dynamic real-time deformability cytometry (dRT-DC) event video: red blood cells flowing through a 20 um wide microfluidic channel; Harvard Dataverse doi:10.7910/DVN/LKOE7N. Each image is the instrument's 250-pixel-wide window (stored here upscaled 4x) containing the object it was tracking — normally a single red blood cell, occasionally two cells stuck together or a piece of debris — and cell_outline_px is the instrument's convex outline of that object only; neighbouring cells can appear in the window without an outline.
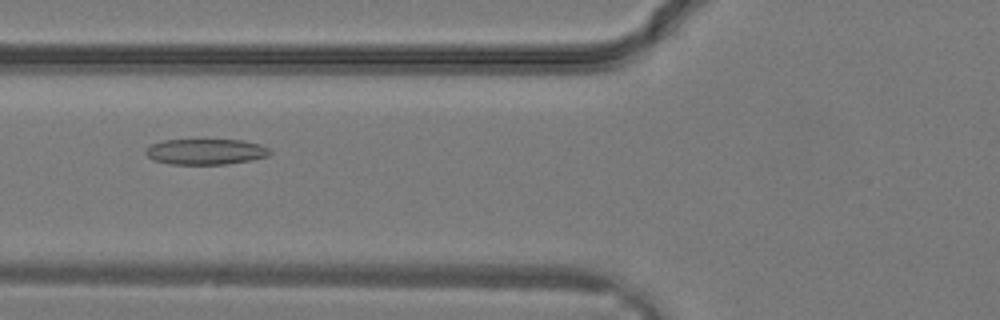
{"species": "common noctule bat (a hibernating species)", "species_latin": "Nyctalus noctula", "temperature_condition": "warm", "stored_images_in_passage": 20, "camera_frame_rate_fps": 3000, "um_per_image_px": 0.085, "animal": {"sex": "male", "body_mass_g": 19.2, "forearm_length_mm": 51.8}, "frame": {"image": 1, "passage_image": 3, "time_ms": 0.667, "image_size_px": [1000, 320], "cell_outline_px": [[272, 152], [268, 156], [252, 160], [228, 164], [168, 164], [152, 160], [144, 152], [152, 144], [164, 140], [244, 140], [260, 144], [268, 148]], "centroid_in_image_um": [17.5, 12.9], "position_along_channel_um": 108.3, "area_um2": 18.67}}
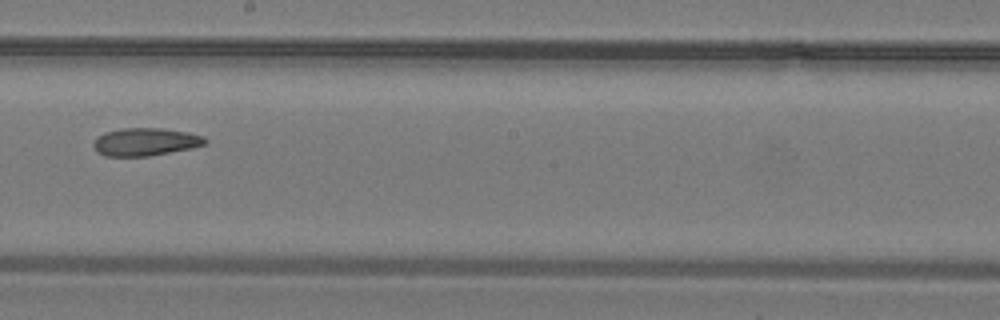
{"frame": {"image": 2, "passage_image": 9, "time_ms": 2.667, "image_size_px": [1000, 320], "cell_outline_px": [[208, 144], [192, 148], [148, 156], [104, 156], [96, 152], [92, 144], [96, 136], [104, 132], [120, 128], [164, 128], [188, 132], [204, 136], [208, 140]], "centroid_in_image_um": [12.35, 12.05], "position_along_channel_um": 235.9, "area_um2": 18.44}}
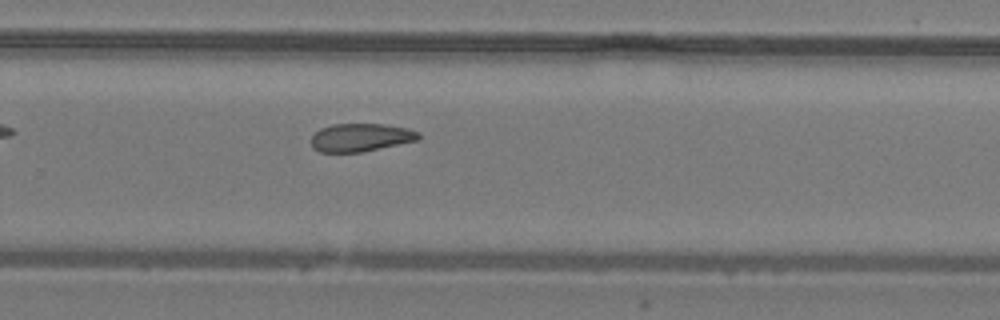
{"frame": {"image": 3, "passage_image": 12, "time_ms": 3.667, "image_size_px": [1000, 320], "cell_outline_px": [[420, 140], [360, 152], [320, 152], [312, 148], [312, 136], [320, 128], [332, 124], [384, 124], [408, 128], [420, 132]], "centroid_in_image_um": [30.68, 11.68], "position_along_channel_um": 299.1, "area_um2": 17.63}}